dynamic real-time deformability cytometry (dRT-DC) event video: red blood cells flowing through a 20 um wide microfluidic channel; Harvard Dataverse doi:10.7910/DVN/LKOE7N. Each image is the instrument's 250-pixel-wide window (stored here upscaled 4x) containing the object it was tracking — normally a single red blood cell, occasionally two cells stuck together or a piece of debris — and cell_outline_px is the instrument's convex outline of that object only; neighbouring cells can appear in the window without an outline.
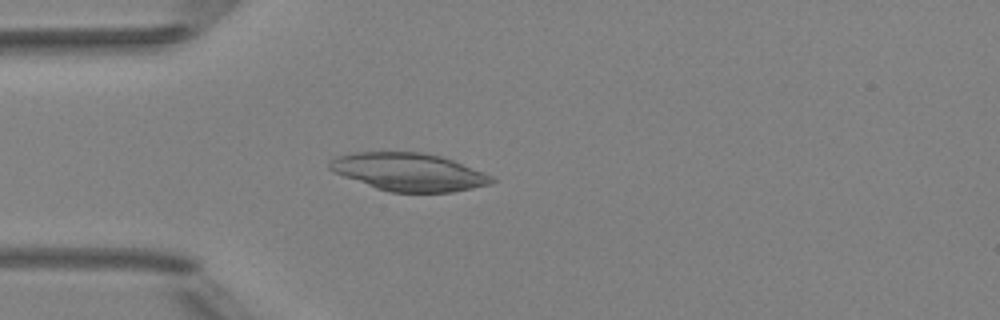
{"species": "Egyptian fruit bat (a non-hibernating species)", "species_latin": "Rousettus aegyptiacus", "temperature_condition": "room temperature", "stored_images_in_passage": 4, "camera_frame_rate_fps": 3000, "um_per_image_px": 0.085, "animal": {"sex": "female"}, "frame": {"image": 1, "passage_image": 4, "time_ms": 3.333, "image_size_px": [1000, 320], "cell_outline_px": [[496, 180], [488, 184], [472, 188], [452, 192], [388, 192], [376, 188], [344, 176], [328, 168], [328, 164], [336, 156], [352, 152], [420, 152], [440, 156], [452, 160], [484, 172], [492, 176]], "centroid_in_image_um": [34.74, 14.62], "position_along_channel_um": 50.3, "area_um2": 35.43}}